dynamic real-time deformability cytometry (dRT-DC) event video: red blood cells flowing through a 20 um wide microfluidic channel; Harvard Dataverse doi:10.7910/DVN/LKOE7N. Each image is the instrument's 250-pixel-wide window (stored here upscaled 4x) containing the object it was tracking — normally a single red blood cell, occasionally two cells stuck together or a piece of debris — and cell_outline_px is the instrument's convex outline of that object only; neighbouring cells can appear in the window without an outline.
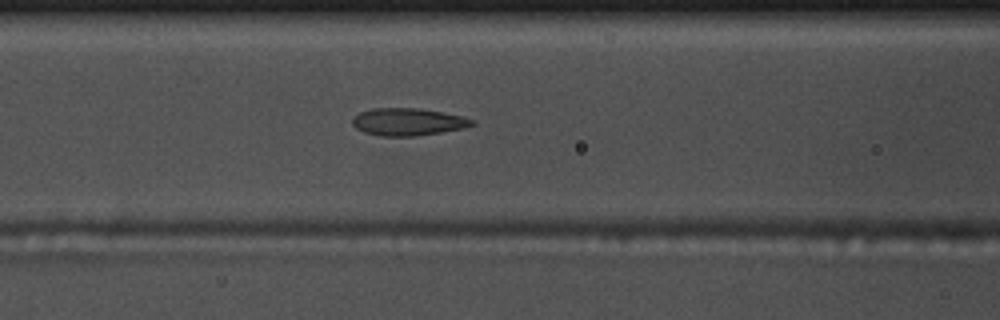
{"species": "common noctule bat (a hibernating species)", "species_latin": "Nyctalus noctula", "temperature_condition": "warm", "stored_images_in_passage": 54, "camera_frame_rate_fps": 3000, "um_per_image_px": 0.085, "animal": {"sex": "male", "body_mass_g": 17.5, "forearm_length_mm": 52.3}, "frame": {"image": 1, "passage_image": 22, "time_ms": 7.0, "image_size_px": [1000, 320], "cell_outline_px": [[476, 124], [464, 128], [440, 132], [412, 136], [384, 136], [364, 132], [356, 128], [352, 124], [352, 120], [360, 112], [372, 108], [420, 108], [444, 112], [476, 120]], "centroid_in_image_um": [34.7, 10.35], "position_along_channel_um": 131.9, "area_um2": 19.02}}
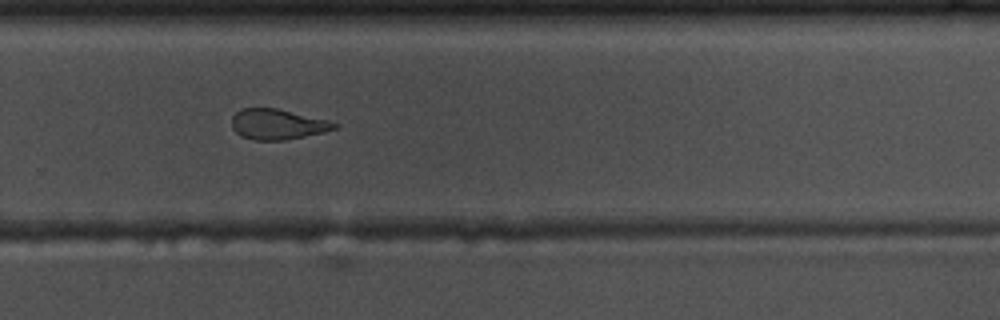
{"frame": {"image": 2, "passage_image": 36, "time_ms": 11.667, "image_size_px": [1000, 320], "cell_outline_px": [[340, 128], [324, 132], [284, 140], [252, 140], [240, 136], [232, 128], [232, 116], [236, 112], [244, 108], [276, 108], [328, 120], [340, 124]], "centroid_in_image_um": [23.61, 10.57], "position_along_channel_um": 306.2, "area_um2": 18.26}}
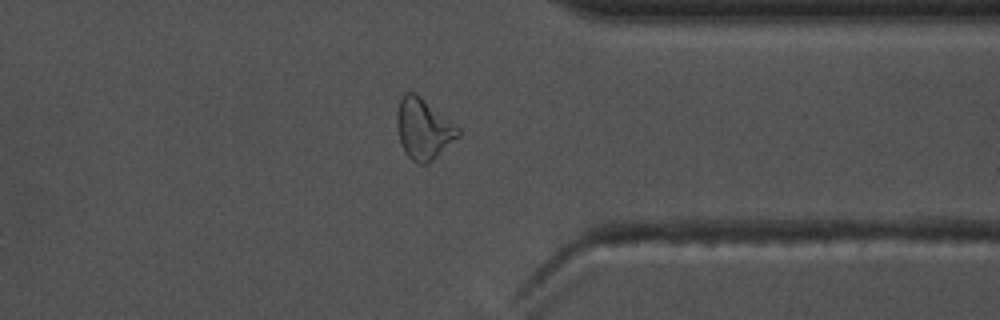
{"frame": {"image": 3, "passage_image": 42, "time_ms": 13.667, "image_size_px": [1000, 320], "cell_outline_px": [[460, 136], [428, 164], [420, 164], [412, 160], [404, 152], [400, 144], [396, 124], [396, 112], [400, 100], [404, 92], [416, 92], [460, 128]], "centroid_in_image_um": [35.98, 10.95], "position_along_channel_um": 375.4, "area_um2": 21.91}, "authors_computed_cell_mechanics": {"area_um2": 20.0566, "velocity_mm_per_s": 3.7468, "shape_relaxation_time_tau1_ms": null, "shape_relaxation_time_tau2_ms": 2.0621, "deformation_change_tau1": null, "deformation_change_tau2": 0.0881}}